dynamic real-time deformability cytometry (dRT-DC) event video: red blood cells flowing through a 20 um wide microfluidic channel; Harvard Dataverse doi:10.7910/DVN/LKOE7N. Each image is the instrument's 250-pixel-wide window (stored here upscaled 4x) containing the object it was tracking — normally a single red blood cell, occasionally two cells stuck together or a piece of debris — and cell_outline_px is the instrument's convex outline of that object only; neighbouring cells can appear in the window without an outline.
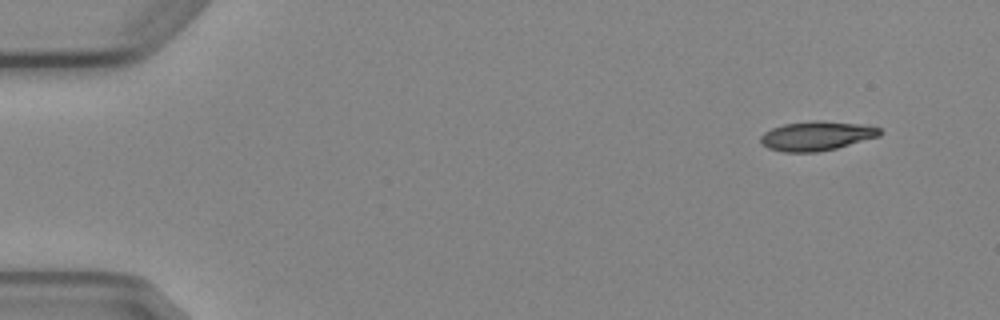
{"species": "Egyptian fruit bat (a non-hibernating species)", "species_latin": "Rousettus aegyptiacus", "temperature_condition": "cold", "stored_images_in_passage": 4, "camera_frame_rate_fps": 3000, "um_per_image_px": 0.085, "animal": {"sex": "female"}, "frame": {"image": 1, "passage_image": 1, "time_ms": 0.0, "image_size_px": [1000, 320], "cell_outline_px": [[880, 136], [836, 148], [816, 152], [784, 152], [768, 148], [760, 140], [760, 136], [764, 132], [772, 128], [784, 124], [812, 120], [820, 120], [864, 124], [880, 128]], "centroid_in_image_um": [69.41, 11.54], "position_along_channel_um": 15.6, "area_um2": 20.35}}
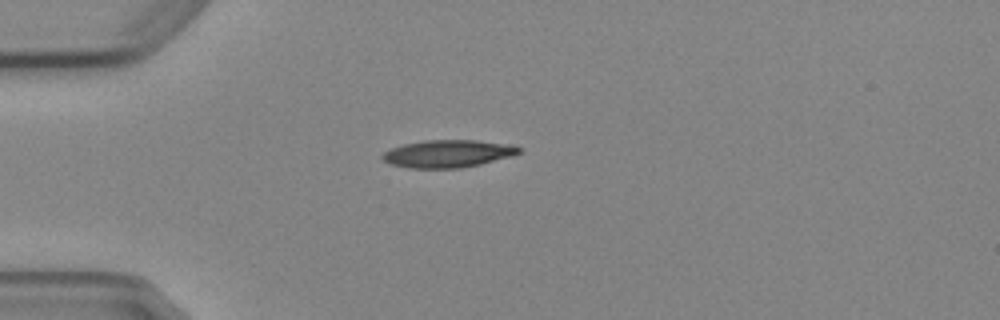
{"frame": {"image": 2, "passage_image": 4, "time_ms": 3.333, "image_size_px": [1000, 320], "cell_outline_px": [[520, 152], [512, 156], [480, 164], [460, 168], [408, 168], [392, 164], [384, 160], [380, 156], [384, 152], [392, 148], [404, 144], [424, 140], [476, 140], [508, 144], [520, 148]], "centroid_in_image_um": [38.05, 13.06], "position_along_channel_um": 46.9, "area_um2": 21.73}}